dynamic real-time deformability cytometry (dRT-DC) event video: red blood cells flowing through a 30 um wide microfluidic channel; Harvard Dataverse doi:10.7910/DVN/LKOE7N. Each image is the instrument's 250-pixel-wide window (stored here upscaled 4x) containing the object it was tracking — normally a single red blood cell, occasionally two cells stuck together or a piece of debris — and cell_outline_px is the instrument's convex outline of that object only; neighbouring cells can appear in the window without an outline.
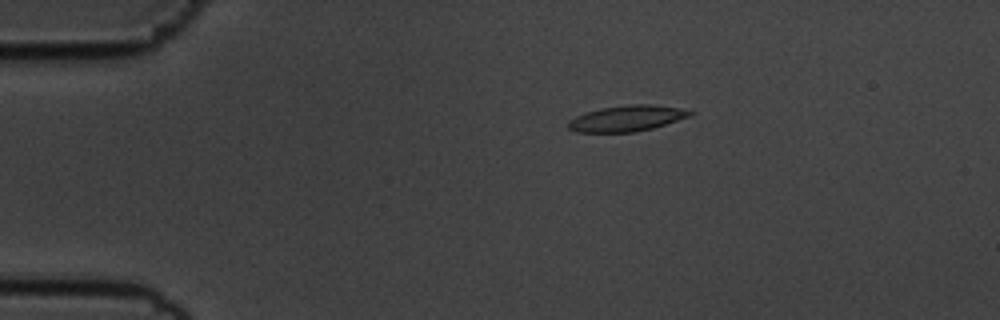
{"species": "common noctule bat (a hibernating species)", "species_latin": "Nyctalus noctula", "temperature_condition": "cold", "stored_images_in_passage": 46, "camera_frame_rate_fps": 3000, "um_per_image_px": 0.085, "animal": {"sex": "male", "body_mass_g": 19.5, "forearm_length_mm": 54.6}, "frame": {"image": 1, "passage_image": 1, "time_ms": 0.0, "image_size_px": [1000, 320], "cell_outline_px": [[692, 112], [688, 116], [652, 128], [636, 132], [576, 132], [568, 128], [568, 120], [584, 112], [600, 108], [628, 104], [652, 104], [680, 108]], "centroid_in_image_um": [53.19, 10.06], "position_along_channel_um": 31.8, "area_um2": 18.21}}
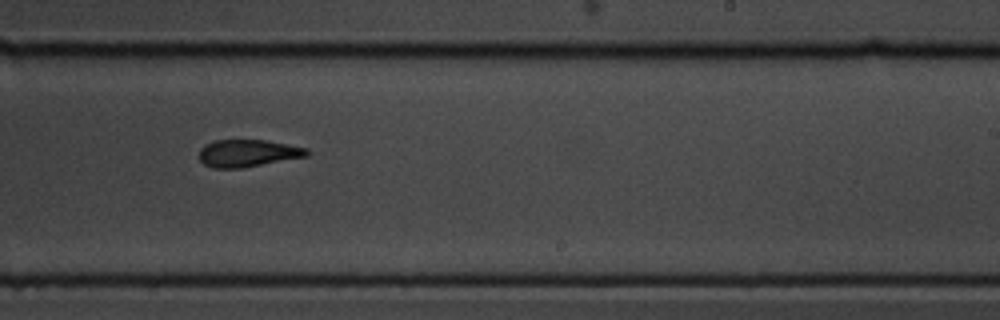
{"frame": {"image": 2, "passage_image": 25, "time_ms": 8.0, "image_size_px": [1000, 320], "cell_outline_px": [[308, 156], [240, 168], [212, 168], [204, 164], [200, 160], [200, 148], [204, 144], [216, 140], [264, 140], [308, 148]], "centroid_in_image_um": [21.04, 13.02], "position_along_channel_um": 268.0, "area_um2": 16.99}}
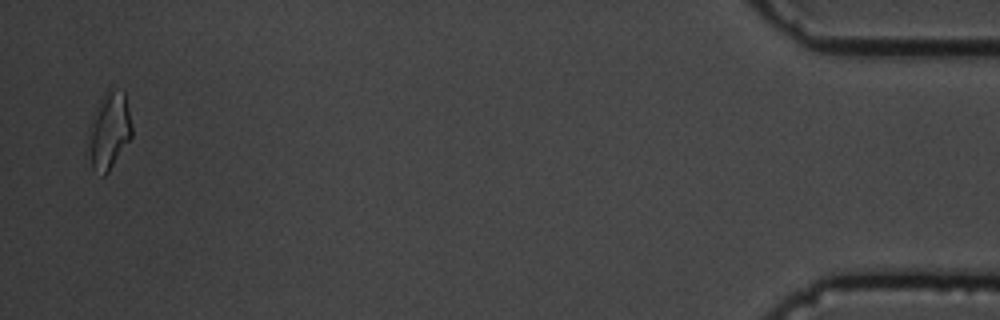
{"frame": {"image": 3, "passage_image": 45, "time_ms": 14.667, "image_size_px": [1000, 320], "cell_outline_px": [[132, 136], [108, 172], [104, 176], [100, 176], [92, 168], [88, 148], [92, 116], [100, 96], [108, 88], [124, 88], [132, 128]], "centroid_in_image_um": [9.28, 11.05], "position_along_channel_um": 425.9, "area_um2": 19.65}, "authors_computed_cell_mechanics": {"area_um2": 18.0914, "velocity_mm_per_s": 3.6014, "shape_relaxation_time_tau1_ms": 6.3967, "shape_relaxation_time_tau2_ms": 3.1979, "deformation_change_tau1": 0.1663, "deformation_change_tau2": 0.0992}}